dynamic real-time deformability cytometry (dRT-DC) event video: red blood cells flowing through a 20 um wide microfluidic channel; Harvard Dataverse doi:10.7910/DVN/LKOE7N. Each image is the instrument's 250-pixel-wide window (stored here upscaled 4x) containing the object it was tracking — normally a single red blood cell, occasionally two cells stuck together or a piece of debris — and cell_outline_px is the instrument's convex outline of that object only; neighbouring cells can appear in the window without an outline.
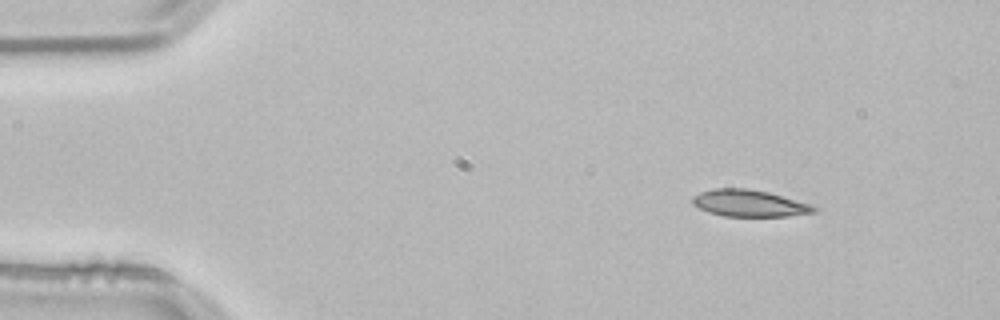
{"species": "common noctule bat (a hibernating species)", "species_latin": "Nyctalus noctula", "temperature_condition": "room temperature", "stored_images_in_passage": 47, "camera_frame_rate_fps": 3000, "um_per_image_px": 0.085, "animal": {"sex": "male", "body_mass_g": 21.5, "forearm_length_mm": 52.0}, "frame": {"image": 1, "passage_image": 1, "time_ms": 0.0, "image_size_px": [1000, 320], "cell_outline_px": [[820, 208], [816, 212], [788, 216], [724, 216], [708, 212], [692, 204], [692, 196], [700, 192], [712, 188], [744, 188], [768, 192], [808, 204]], "centroid_in_image_um": [63.65, 17.28], "position_along_channel_um": 21.3, "area_um2": 18.84}}
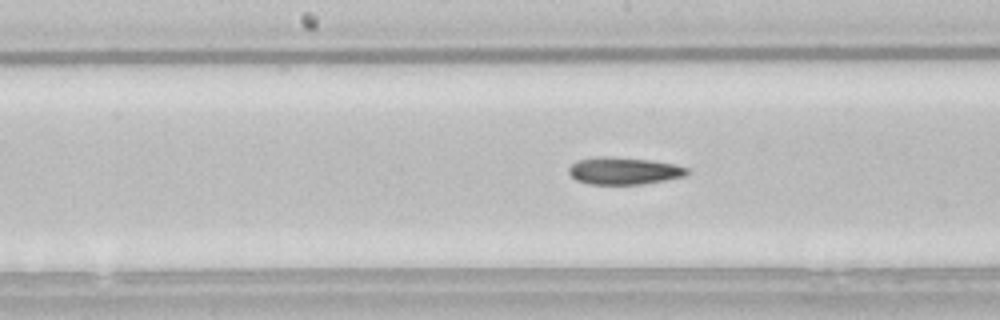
{"frame": {"image": 2, "passage_image": 21, "time_ms": 6.667, "image_size_px": [1000, 320], "cell_outline_px": [[692, 172], [684, 176], [644, 184], [588, 184], [576, 180], [568, 172], [568, 168], [576, 160], [600, 156], [608, 156], [648, 160], [676, 164], [688, 168]], "centroid_in_image_um": [53.03, 14.52], "position_along_channel_um": 195.2, "area_um2": 18.84}}
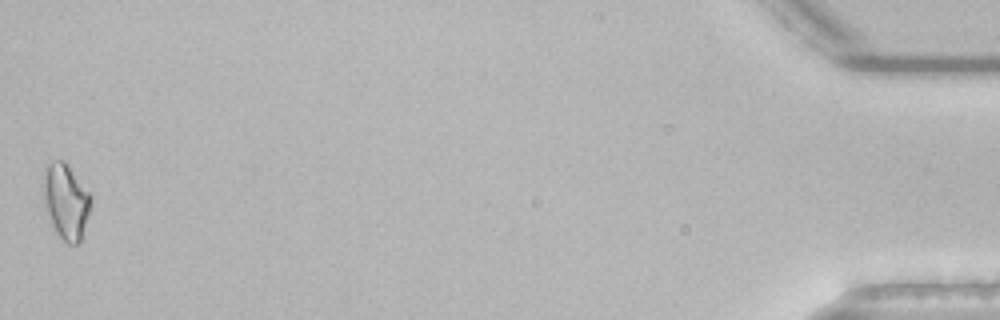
{"frame": {"image": 3, "passage_image": 47, "time_ms": 15.333, "image_size_px": [1000, 320], "cell_outline_px": [[92, 200], [80, 240], [76, 244], [68, 244], [56, 232], [48, 212], [44, 200], [44, 180], [48, 164], [52, 160], [64, 160], [68, 164], [92, 196]], "centroid_in_image_um": [5.63, 17.08], "position_along_channel_um": 429.6, "area_um2": 20.17}, "authors_computed_cell_mechanics": {"area_um2": 18.785, "velocity_mm_per_s": 3.8422, "shape_relaxation_time_tau1_ms": null, "shape_relaxation_time_tau2_ms": 8.0663, "deformation_change_tau1": null, "deformation_change_tau2": 0.1913}}